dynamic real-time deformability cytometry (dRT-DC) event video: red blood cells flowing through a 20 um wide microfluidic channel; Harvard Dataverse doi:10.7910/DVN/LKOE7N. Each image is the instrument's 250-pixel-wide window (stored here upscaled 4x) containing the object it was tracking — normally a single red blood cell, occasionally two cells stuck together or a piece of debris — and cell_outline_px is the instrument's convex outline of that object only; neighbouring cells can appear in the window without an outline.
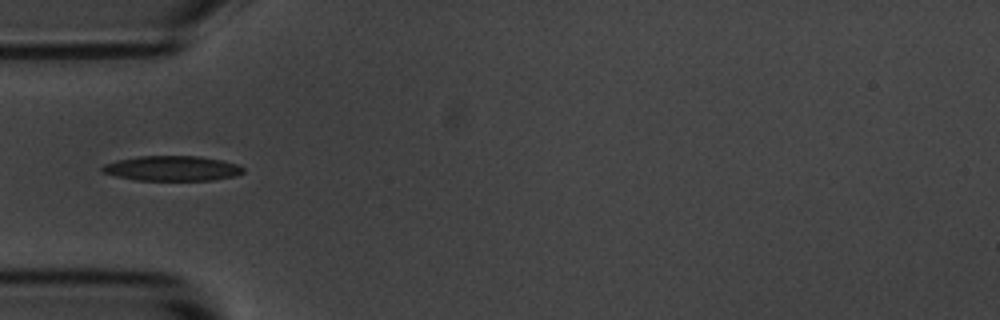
{"species": "common noctule bat (a hibernating species)", "species_latin": "Nyctalus noctula", "temperature_condition": "room temperature", "stored_images_in_passage": 5, "camera_frame_rate_fps": 3000, "um_per_image_px": 0.085, "animal": {"sex": "male", "body_mass_g": 20.1, "forearm_length_mm": 53.5}, "frame": {"image": 1, "passage_image": 5, "time_ms": 4.333, "image_size_px": [1000, 320], "cell_outline_px": [[244, 172], [232, 176], [212, 180], [136, 180], [116, 176], [100, 172], [100, 168], [104, 164], [116, 160], [140, 156], [200, 156], [220, 160], [236, 164], [244, 168]], "centroid_in_image_um": [14.57, 14.31], "position_along_channel_um": 70.4, "area_um2": 20.46}}